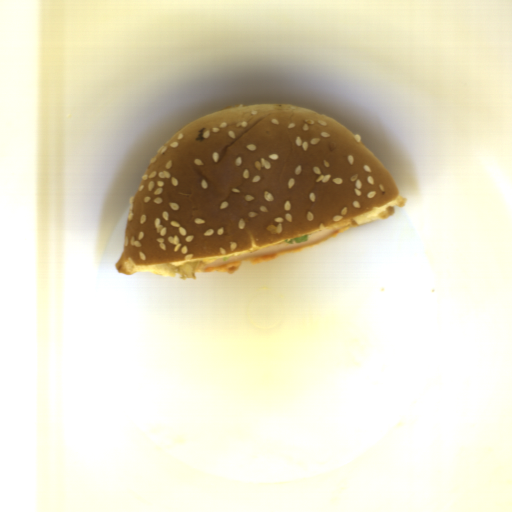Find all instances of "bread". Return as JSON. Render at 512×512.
Instances as JSON below:
<instances>
[{"instance_id": "8d2b1439", "label": "bread", "mask_w": 512, "mask_h": 512, "mask_svg": "<svg viewBox=\"0 0 512 512\" xmlns=\"http://www.w3.org/2000/svg\"><path fill=\"white\" fill-rule=\"evenodd\" d=\"M404 198L385 166L322 112L233 104L180 129L133 195L117 272L175 277L190 261L388 219Z\"/></svg>"}]
</instances>
